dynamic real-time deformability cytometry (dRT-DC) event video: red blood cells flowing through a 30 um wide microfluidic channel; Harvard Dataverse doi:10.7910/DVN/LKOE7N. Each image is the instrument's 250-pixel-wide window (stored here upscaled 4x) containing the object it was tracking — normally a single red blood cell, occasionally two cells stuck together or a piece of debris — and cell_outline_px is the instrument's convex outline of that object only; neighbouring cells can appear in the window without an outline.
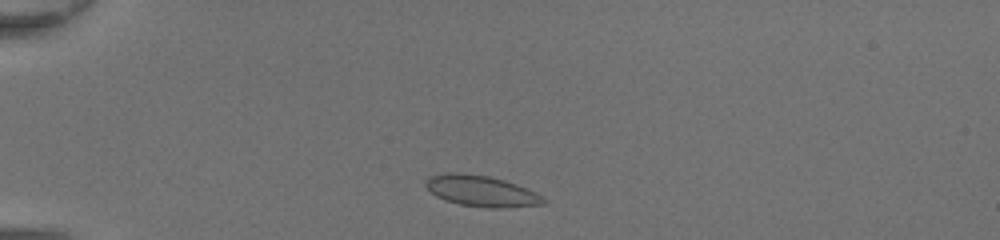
{"species": "common noctule bat (a hibernating species)", "species_latin": "Nyctalus noctula", "temperature_condition": "room temperature", "stored_images_in_passage": 37, "camera_frame_rate_fps": 3000, "um_per_image_px": 0.085, "animal": {"sex": "female", "body_mass_g": 20.0, "forearm_length_mm": 54.0}, "frame": {"image": 1, "passage_image": 3, "time_ms": 0.667, "image_size_px": [1000, 240], "cell_outline_px": [[548, 200], [544, 204], [500, 208], [488, 208], [460, 204], [444, 200], [436, 196], [424, 184], [428, 176], [448, 172], [460, 172], [488, 176], [504, 180], [516, 184], [536, 192]], "centroid_in_image_um": [40.91, 16.23], "position_along_channel_um": 44.1, "area_um2": 21.33}}
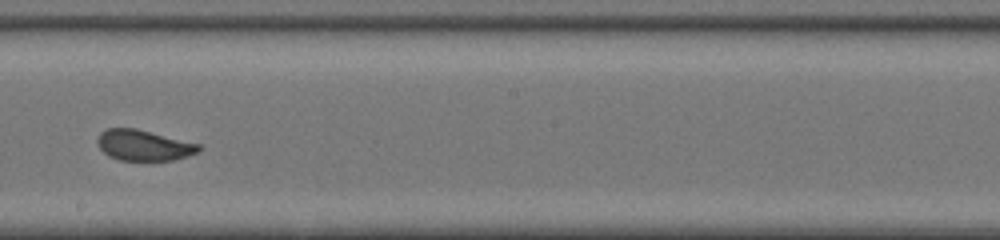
{"frame": {"image": 2, "passage_image": 19, "time_ms": 6.0, "image_size_px": [1000, 240], "cell_outline_px": [[200, 148], [196, 152], [188, 156], [172, 160], [120, 160], [108, 156], [100, 148], [96, 140], [100, 132], [108, 128], [136, 128], [200, 144]], "centroid_in_image_um": [12.18, 12.34], "position_along_channel_um": 236.0, "area_um2": 18.03}}
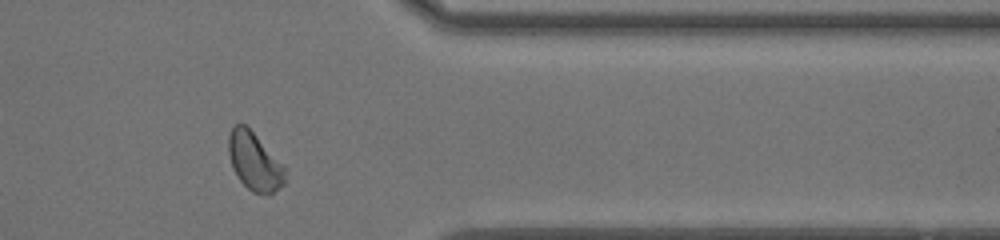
{"frame": {"image": 3, "passage_image": 30, "time_ms": 9.667, "image_size_px": [1000, 240], "cell_outline_px": [[284, 184], [272, 192], [252, 192], [240, 180], [232, 168], [228, 152], [228, 136], [232, 128], [236, 124], [244, 124], [284, 164]], "centroid_in_image_um": [21.6, 13.7], "position_along_channel_um": 389.8, "area_um2": 18.61}}